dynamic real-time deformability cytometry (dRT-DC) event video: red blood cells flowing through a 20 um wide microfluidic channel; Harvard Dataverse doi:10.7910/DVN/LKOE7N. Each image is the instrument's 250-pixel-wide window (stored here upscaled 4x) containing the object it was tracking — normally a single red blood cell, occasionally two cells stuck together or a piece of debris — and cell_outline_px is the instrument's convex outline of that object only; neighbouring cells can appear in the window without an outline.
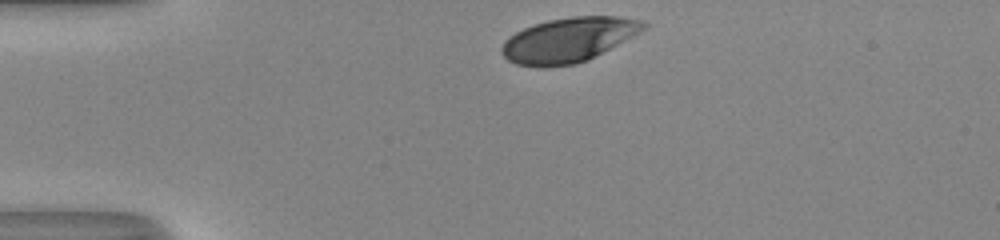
{"species": "human", "species_latin": "Homo sapiens", "temperature_condition": "room temperature", "stored_images_in_passage": 31, "camera_frame_rate_fps": 3000, "um_per_image_px": 0.085, "donor": {"sex": "male"}, "frame": {"image": 1, "passage_image": 1, "time_ms": 0.0, "image_size_px": [1000, 240], "cell_outline_px": [[648, 24], [640, 32], [588, 60], [576, 64], [544, 68], [540, 68], [516, 64], [508, 60], [500, 52], [500, 48], [504, 40], [508, 36], [524, 28], [548, 20], [572, 16], [616, 16], [640, 20]], "centroid_in_image_um": [48.28, 3.4], "position_along_channel_um": 36.7, "area_um2": 36.93}}
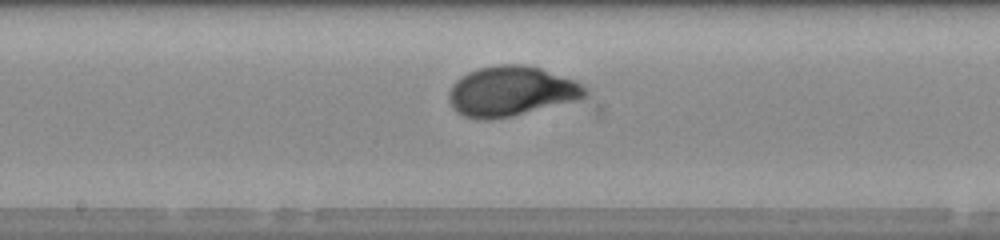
{"frame": {"image": 2, "passage_image": 17, "time_ms": 5.333, "image_size_px": [1000, 240], "cell_outline_px": [[592, 92], [588, 96], [580, 100], [512, 116], [488, 120], [480, 120], [464, 116], [456, 112], [452, 108], [448, 100], [448, 92], [452, 84], [460, 76], [468, 72], [480, 68], [500, 64], [524, 64], [540, 68], [572, 80], [588, 88]], "centroid_in_image_um": [43.45, 7.77], "position_along_channel_um": 204.8, "area_um2": 40.06}}
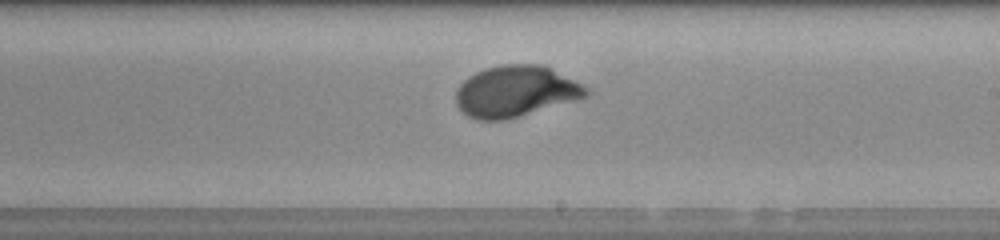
{"frame": {"image": 3, "passage_image": 20, "time_ms": 6.333, "image_size_px": [1000, 240], "cell_outline_px": [[588, 96], [520, 116], [504, 120], [476, 120], [468, 116], [456, 104], [456, 88], [468, 76], [476, 72], [488, 68], [504, 64], [544, 64], [552, 68], [588, 88]], "centroid_in_image_um": [43.8, 7.76], "position_along_channel_um": 245.2, "area_um2": 38.67}, "authors_computed_cell_mechanics": {"area_um2": 38.3214, "velocity_mm_per_s": 4.054, "shape_relaxation_time_tau1_ms": 2.8739, "shape_relaxation_time_tau2_ms": null, "deformation_change_tau1": 0.1734, "deformation_change_tau2": null}}